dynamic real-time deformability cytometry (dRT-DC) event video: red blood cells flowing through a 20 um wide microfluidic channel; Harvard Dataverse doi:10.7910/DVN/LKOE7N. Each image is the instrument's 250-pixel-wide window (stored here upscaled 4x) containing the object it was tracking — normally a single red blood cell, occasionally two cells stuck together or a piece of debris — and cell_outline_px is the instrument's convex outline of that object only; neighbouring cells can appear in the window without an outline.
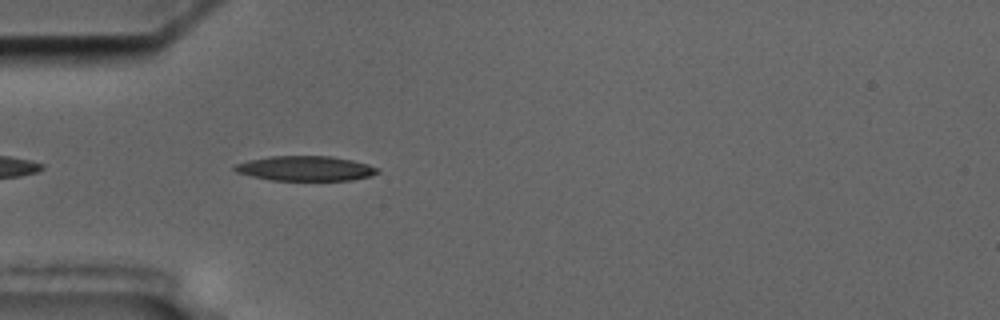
{"species": "common noctule bat (a hibernating species)", "species_latin": "Nyctalus noctula", "temperature_condition": "cold", "stored_images_in_passage": 23, "camera_frame_rate_fps": 3000, "um_per_image_px": 0.085, "animal": {"sex": "male", "body_mass_g": 17.5, "forearm_length_mm": 52.3}, "frame": {"image": 1, "passage_image": 3, "time_ms": 0.667, "image_size_px": [1000, 320], "cell_outline_px": [[380, 172], [372, 176], [352, 180], [272, 180], [252, 176], [236, 172], [232, 168], [236, 164], [248, 160], [272, 156], [332, 156], [352, 160], [368, 164], [380, 168]], "centroid_in_image_um": [26.01, 14.31], "position_along_channel_um": 59.0, "area_um2": 20.75}}
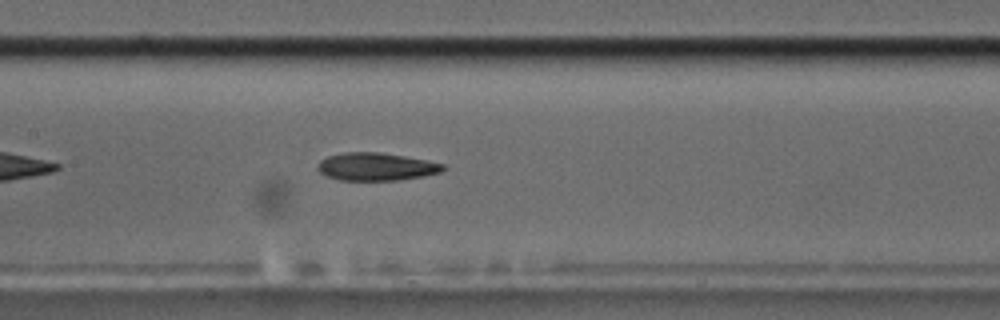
{"frame": {"image": 2, "passage_image": 13, "time_ms": 4.0, "image_size_px": [1000, 320], "cell_outline_px": [[444, 172], [424, 176], [400, 180], [340, 180], [328, 176], [320, 172], [316, 168], [320, 160], [328, 156], [344, 152], [380, 152], [428, 160], [444, 164]], "centroid_in_image_um": [32.0, 14.16], "position_along_channel_um": 175.4, "area_um2": 20.4}}
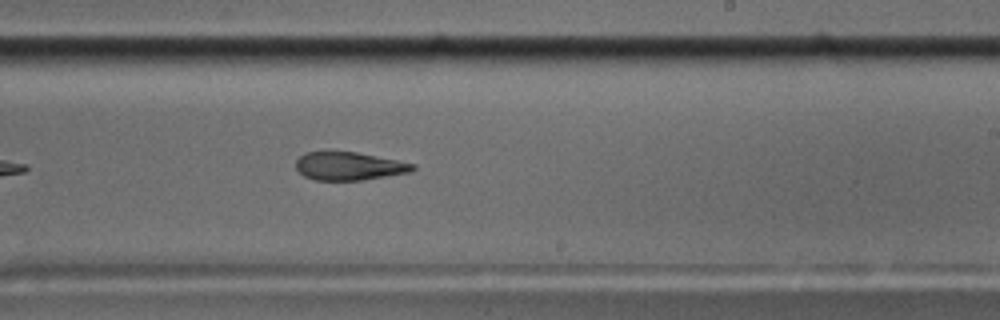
{"frame": {"image": 3, "passage_image": 20, "time_ms": 6.333, "image_size_px": [1000, 320], "cell_outline_px": [[416, 168], [412, 172], [360, 180], [316, 180], [304, 176], [296, 168], [296, 160], [304, 152], [356, 152], [400, 160], [416, 164]], "centroid_in_image_um": [29.71, 14.11], "position_along_channel_um": 259.3, "area_um2": 19.19}}